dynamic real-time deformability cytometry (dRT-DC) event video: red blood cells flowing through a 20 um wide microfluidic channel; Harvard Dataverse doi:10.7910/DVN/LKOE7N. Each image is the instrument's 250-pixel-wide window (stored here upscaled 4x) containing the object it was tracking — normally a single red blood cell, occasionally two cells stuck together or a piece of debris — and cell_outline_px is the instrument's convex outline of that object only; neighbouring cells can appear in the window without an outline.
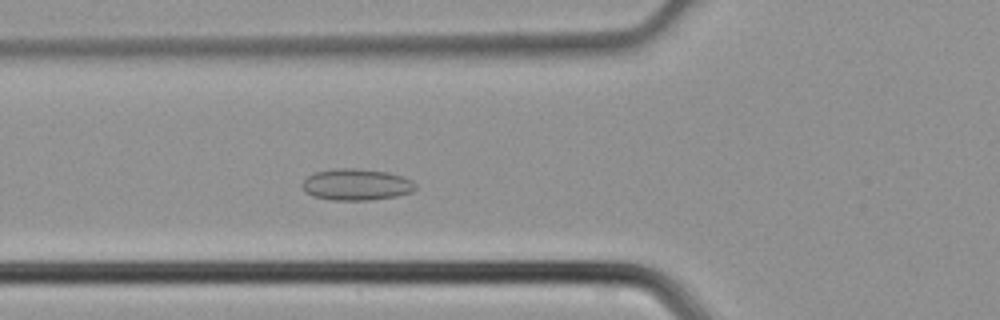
{"species": "common noctule bat (a hibernating species)", "species_latin": "Nyctalus noctula", "temperature_condition": "cold", "stored_images_in_passage": 40, "camera_frame_rate_fps": 3000, "um_per_image_px": 0.085, "animal": {"sex": "male", "body_mass_g": 21.5, "forearm_length_mm": 52.0}, "frame": {"image": 1, "passage_image": 12, "time_ms": 3.667, "image_size_px": [1000, 320], "cell_outline_px": [[416, 188], [412, 192], [396, 196], [368, 200], [332, 200], [312, 196], [304, 192], [300, 184], [308, 176], [316, 172], [340, 168], [352, 168], [388, 172], [412, 180], [416, 184]], "centroid_in_image_um": [30.27, 15.7], "position_along_channel_um": 95.5, "area_um2": 20.75}}
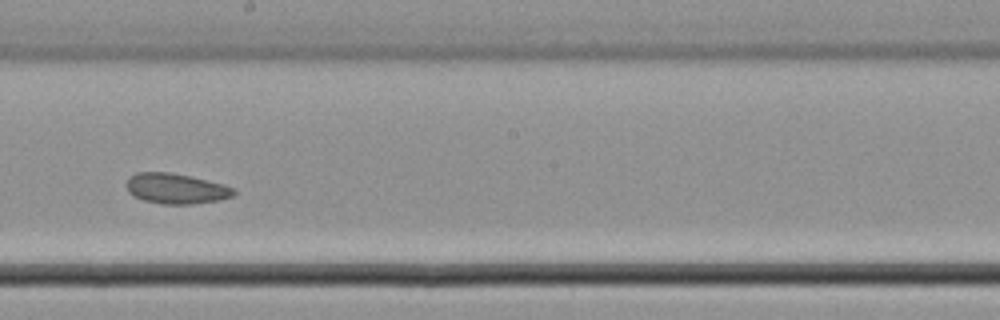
{"frame": {"image": 2, "passage_image": 21, "time_ms": 6.667, "image_size_px": [1000, 320], "cell_outline_px": [[236, 192], [232, 196], [216, 200], [192, 204], [164, 204], [144, 200], [128, 192], [124, 184], [136, 172], [168, 172], [192, 176], [220, 184], [232, 188]], "centroid_in_image_um": [14.91, 16.02], "position_along_channel_um": 233.3, "area_um2": 18.67}}
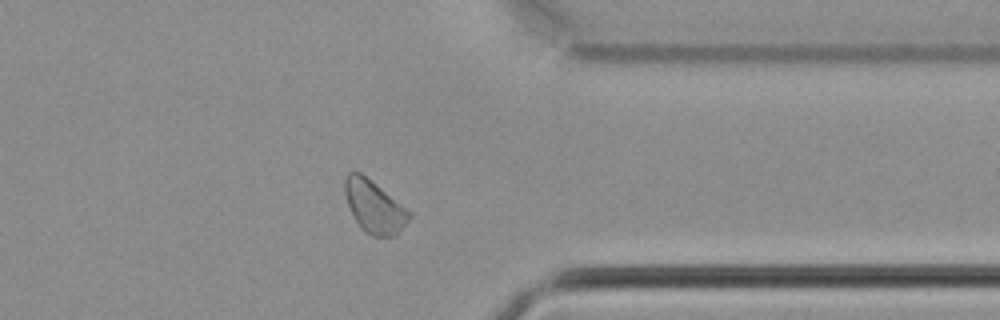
{"frame": {"image": 3, "passage_image": 31, "time_ms": 10.0, "image_size_px": [1000, 320], "cell_outline_px": [[412, 216], [400, 232], [396, 236], [372, 236], [364, 232], [360, 228], [348, 204], [344, 192], [344, 180], [348, 172], [360, 172], [412, 212]], "centroid_in_image_um": [31.83, 17.59], "position_along_channel_um": 379.6, "area_um2": 19.59}}